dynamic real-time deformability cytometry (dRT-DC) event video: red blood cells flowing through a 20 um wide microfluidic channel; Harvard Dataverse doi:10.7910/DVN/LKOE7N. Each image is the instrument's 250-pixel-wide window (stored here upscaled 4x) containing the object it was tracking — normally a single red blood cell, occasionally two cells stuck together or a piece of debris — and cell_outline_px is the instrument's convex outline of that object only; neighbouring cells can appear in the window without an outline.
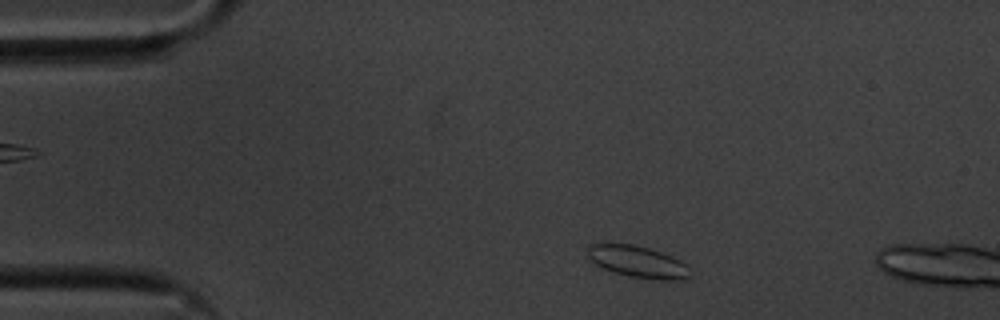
{"species": "common noctule bat (a hibernating species)", "species_latin": "Nyctalus noctula", "temperature_condition": "cold", "stored_images_in_passage": 7, "camera_frame_rate_fps": 3000, "um_per_image_px": 0.085, "animal": {"sex": "male", "body_mass_g": 20.1, "forearm_length_mm": 53.5}, "frame": {"image": 1, "passage_image": 3, "time_ms": 0.667, "image_size_px": [1000, 320], "cell_outline_px": [[692, 276], [684, 280], [652, 280], [628, 276], [604, 268], [596, 264], [588, 256], [588, 244], [604, 240], [632, 244], [648, 248], [672, 256], [680, 260], [684, 264]], "centroid_in_image_um": [54.16, 22.21], "position_along_channel_um": 30.8, "area_um2": 19.42}}